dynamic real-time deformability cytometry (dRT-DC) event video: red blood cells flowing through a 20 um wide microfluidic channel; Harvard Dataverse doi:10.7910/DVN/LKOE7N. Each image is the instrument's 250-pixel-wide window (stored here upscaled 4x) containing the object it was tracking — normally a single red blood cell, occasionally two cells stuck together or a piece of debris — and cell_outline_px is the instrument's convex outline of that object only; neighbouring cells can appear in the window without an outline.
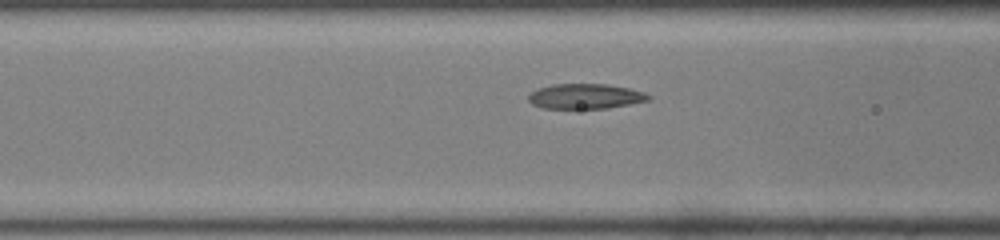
{"species": "common noctule bat (a hibernating species)", "species_latin": "Nyctalus noctula", "temperature_condition": "room temperature", "stored_images_in_passage": 16, "camera_frame_rate_fps": 3000, "um_per_image_px": 0.085, "animal": {"sex": "male", "body_mass_g": 19.0, "forearm_length_mm": 50.8}, "frame": {"image": 1, "passage_image": 7, "time_ms": 2.0, "image_size_px": [1000, 240], "cell_outline_px": [[652, 96], [648, 100], [608, 108], [544, 108], [532, 104], [528, 100], [528, 96], [532, 92], [540, 88], [552, 84], [608, 84], [628, 88], [644, 92]], "centroid_in_image_um": [49.76, 8.18], "position_along_channel_um": 116.8, "area_um2": 17.34}}
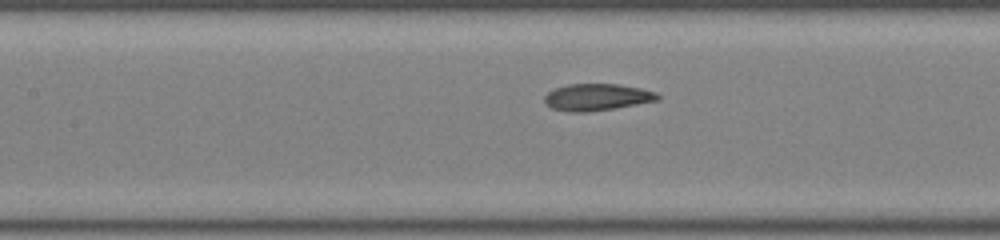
{"frame": {"image": 2, "passage_image": 10, "time_ms": 3.0, "image_size_px": [1000, 240], "cell_outline_px": [[660, 100], [588, 112], [568, 112], [552, 108], [544, 104], [544, 96], [548, 92], [556, 88], [568, 84], [620, 84], [640, 88], [656, 92], [660, 96]], "centroid_in_image_um": [50.72, 8.26], "position_along_channel_um": 156.7, "area_um2": 17.69}}
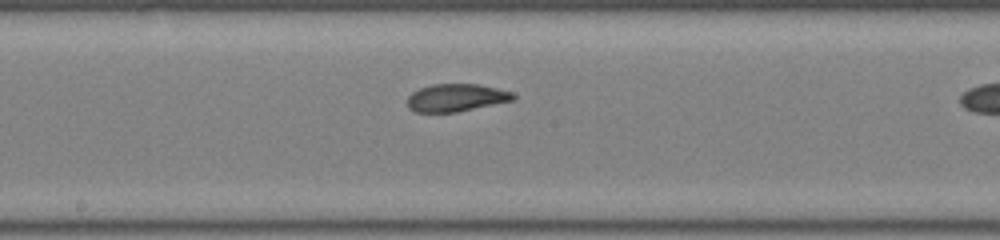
{"frame": {"image": 3, "passage_image": 14, "time_ms": 4.333, "image_size_px": [1000, 240], "cell_outline_px": [[516, 100], [456, 112], [416, 112], [408, 108], [408, 96], [412, 92], [420, 88], [432, 84], [480, 84], [512, 92], [516, 96]], "centroid_in_image_um": [38.79, 8.3], "position_along_channel_um": 209.4, "area_um2": 17.11}}